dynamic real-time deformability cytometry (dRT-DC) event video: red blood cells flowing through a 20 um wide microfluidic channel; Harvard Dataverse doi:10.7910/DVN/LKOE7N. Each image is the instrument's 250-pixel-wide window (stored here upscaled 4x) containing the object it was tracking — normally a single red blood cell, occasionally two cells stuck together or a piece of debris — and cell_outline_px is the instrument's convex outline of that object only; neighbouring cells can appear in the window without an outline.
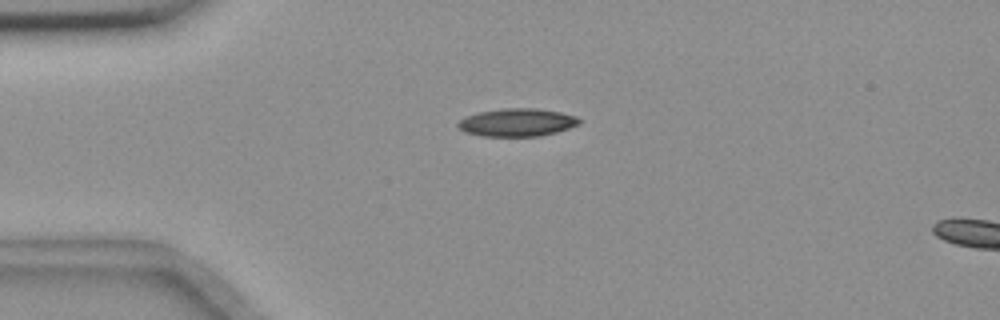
{"species": "common noctule bat (a hibernating species)", "species_latin": "Nyctalus noctula", "temperature_condition": "room temperature", "stored_images_in_passage": 10, "camera_frame_rate_fps": 3000, "um_per_image_px": 0.085, "animal": {"sex": "female", "body_mass_g": 18.4}, "frame": {"image": 1, "passage_image": 7, "time_ms": 2.0, "image_size_px": [1000, 320], "cell_outline_px": [[580, 124], [556, 132], [540, 136], [484, 136], [464, 132], [456, 124], [460, 120], [468, 116], [480, 112], [504, 108], [536, 108], [560, 112], [576, 116], [580, 120]], "centroid_in_image_um": [43.97, 10.41], "position_along_channel_um": 41.0, "area_um2": 19.54}}